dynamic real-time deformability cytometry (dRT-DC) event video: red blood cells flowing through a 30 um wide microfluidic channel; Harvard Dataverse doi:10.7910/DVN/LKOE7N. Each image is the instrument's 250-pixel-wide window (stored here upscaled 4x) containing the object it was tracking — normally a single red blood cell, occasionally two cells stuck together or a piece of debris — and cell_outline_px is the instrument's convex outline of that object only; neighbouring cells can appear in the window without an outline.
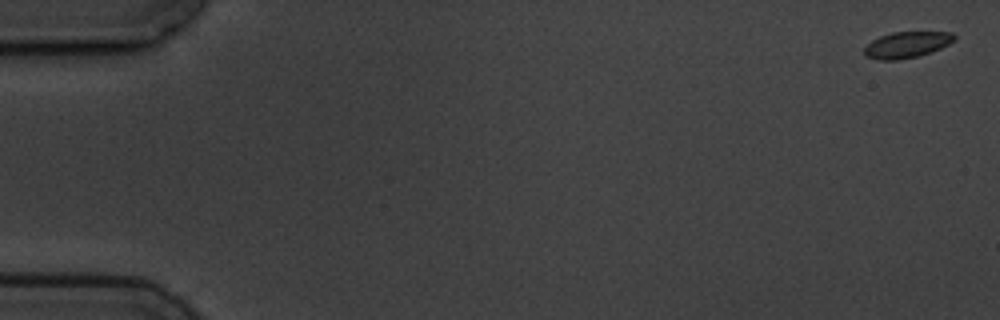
{"species": "common noctule bat (a hibernating species)", "species_latin": "Nyctalus noctula", "temperature_condition": "cold", "stored_images_in_passage": 6, "camera_frame_rate_fps": 3000, "um_per_image_px": 0.085, "animal": {"sex": "male", "body_mass_g": 19.5, "forearm_length_mm": 54.6}, "frame": {"image": 1, "passage_image": 1, "time_ms": 0.0, "image_size_px": [1000, 320], "cell_outline_px": [[956, 40], [940, 48], [916, 56], [896, 60], [880, 60], [864, 56], [864, 48], [872, 40], [880, 36], [892, 32], [952, 32], [956, 36]], "centroid_in_image_um": [77.06, 3.79], "position_along_channel_um": 7.9, "area_um2": 13.58}}
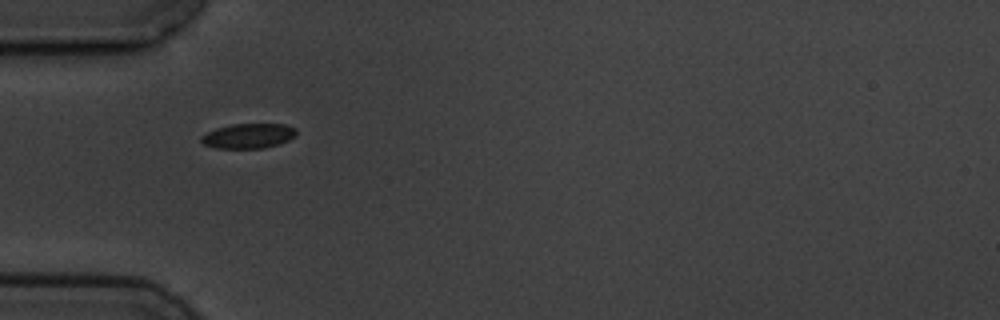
{"frame": {"image": 2, "passage_image": 5, "time_ms": 5.667, "image_size_px": [1000, 320], "cell_outline_px": [[296, 132], [288, 140], [264, 148], [212, 148], [204, 144], [200, 140], [200, 136], [216, 128], [232, 124], [284, 124], [296, 128]], "centroid_in_image_um": [21.06, 11.55], "position_along_channel_um": 63.9, "area_um2": 13.64}}
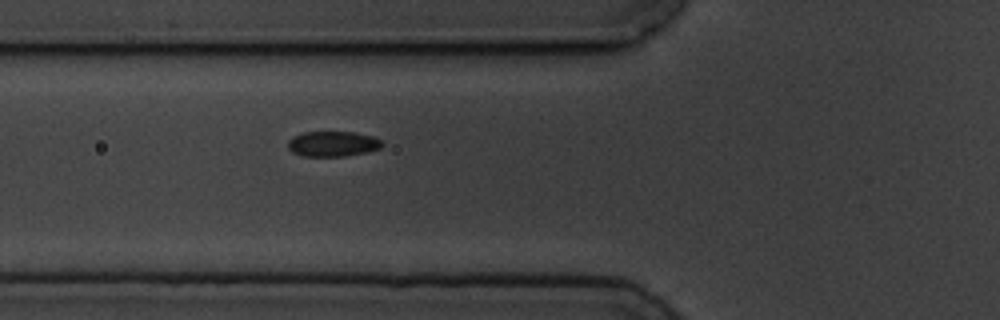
{"frame": {"image": 3, "passage_image": 6, "time_ms": 6.667, "image_size_px": [1000, 320], "cell_outline_px": [[384, 144], [380, 148], [368, 152], [344, 156], [304, 156], [292, 152], [288, 148], [288, 140], [292, 136], [300, 132], [352, 132], [372, 136], [384, 140]], "centroid_in_image_um": [28.29, 12.22], "position_along_channel_um": 97.5, "area_um2": 14.05}}